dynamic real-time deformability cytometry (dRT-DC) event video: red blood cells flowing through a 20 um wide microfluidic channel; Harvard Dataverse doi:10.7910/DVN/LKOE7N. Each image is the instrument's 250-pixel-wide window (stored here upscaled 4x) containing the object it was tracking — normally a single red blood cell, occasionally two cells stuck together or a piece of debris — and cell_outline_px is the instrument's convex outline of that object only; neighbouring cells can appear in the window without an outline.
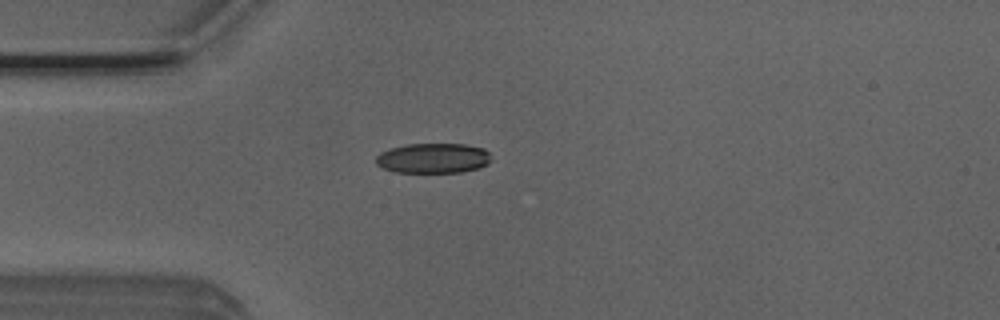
{"species": "Egyptian fruit bat (a non-hibernating species)", "species_latin": "Rousettus aegyptiacus", "temperature_condition": "room temperature", "stored_images_in_passage": 9, "camera_frame_rate_fps": 3000, "um_per_image_px": 0.085, "animal": {"sex": "male"}, "frame": {"image": 1, "passage_image": 2, "time_ms": 0.333, "image_size_px": [1000, 320], "cell_outline_px": [[488, 160], [480, 168], [460, 172], [396, 172], [384, 168], [376, 164], [376, 156], [380, 152], [392, 148], [408, 144], [464, 144], [484, 148], [488, 152]], "centroid_in_image_um": [36.78, 13.44], "position_along_channel_um": 48.2, "area_um2": 19.88}}